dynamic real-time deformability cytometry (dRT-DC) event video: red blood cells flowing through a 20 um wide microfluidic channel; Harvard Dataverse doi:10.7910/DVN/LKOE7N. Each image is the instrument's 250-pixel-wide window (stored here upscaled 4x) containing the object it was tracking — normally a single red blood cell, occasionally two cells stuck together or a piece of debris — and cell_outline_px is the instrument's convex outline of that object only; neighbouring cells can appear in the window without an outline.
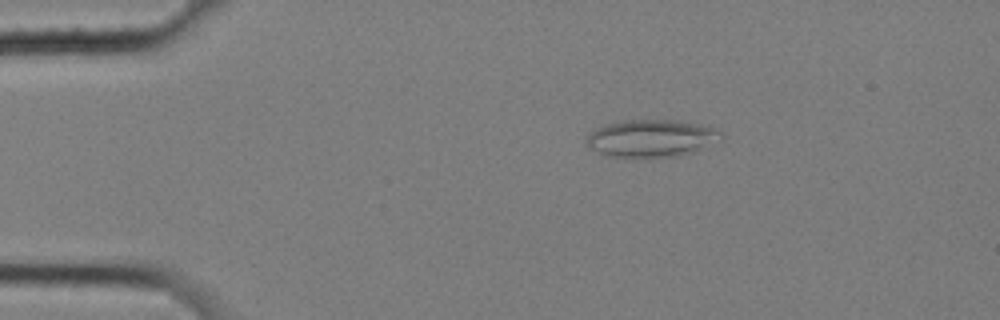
{"species": "common noctule bat (a hibernating species)", "species_latin": "Nyctalus noctula", "temperature_condition": "cold", "stored_images_in_passage": 5, "camera_frame_rate_fps": 3000, "um_per_image_px": 0.085, "animal": {"sex": "female", "body_mass_g": 25.1}, "frame": {"image": 1, "passage_image": 3, "time_ms": 0.667, "image_size_px": [1000, 320], "cell_outline_px": [[724, 140], [692, 152], [680, 156], [612, 156], [600, 152], [592, 148], [584, 140], [584, 136], [596, 128], [604, 124], [616, 120], [680, 120], [708, 124], [724, 132]], "centroid_in_image_um": [55.46, 11.71], "position_along_channel_um": 29.5, "area_um2": 29.82}}